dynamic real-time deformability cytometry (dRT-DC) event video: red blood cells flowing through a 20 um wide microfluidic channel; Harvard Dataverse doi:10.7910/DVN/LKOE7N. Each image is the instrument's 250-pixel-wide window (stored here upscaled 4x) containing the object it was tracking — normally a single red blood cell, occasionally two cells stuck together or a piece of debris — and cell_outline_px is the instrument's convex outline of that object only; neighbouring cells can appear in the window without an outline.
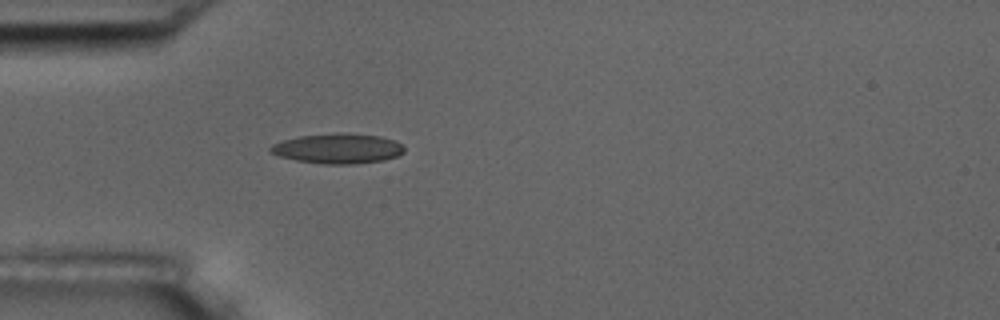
{"species": "common noctule bat (a hibernating species)", "species_latin": "Nyctalus noctula", "temperature_condition": "room temperature", "stored_images_in_passage": 4, "camera_frame_rate_fps": 3000, "um_per_image_px": 0.085, "animal": {"sex": "male", "body_mass_g": 17.5, "forearm_length_mm": 52.3}, "frame": {"image": 1, "passage_image": 4, "time_ms": 1.0, "image_size_px": [1000, 320], "cell_outline_px": [[404, 152], [396, 156], [384, 160], [352, 164], [324, 164], [296, 160], [280, 156], [268, 152], [268, 148], [272, 144], [280, 140], [300, 136], [336, 132], [380, 136], [396, 140], [404, 148]], "centroid_in_image_um": [28.68, 12.61], "position_along_channel_um": 56.3, "area_um2": 23.52}}